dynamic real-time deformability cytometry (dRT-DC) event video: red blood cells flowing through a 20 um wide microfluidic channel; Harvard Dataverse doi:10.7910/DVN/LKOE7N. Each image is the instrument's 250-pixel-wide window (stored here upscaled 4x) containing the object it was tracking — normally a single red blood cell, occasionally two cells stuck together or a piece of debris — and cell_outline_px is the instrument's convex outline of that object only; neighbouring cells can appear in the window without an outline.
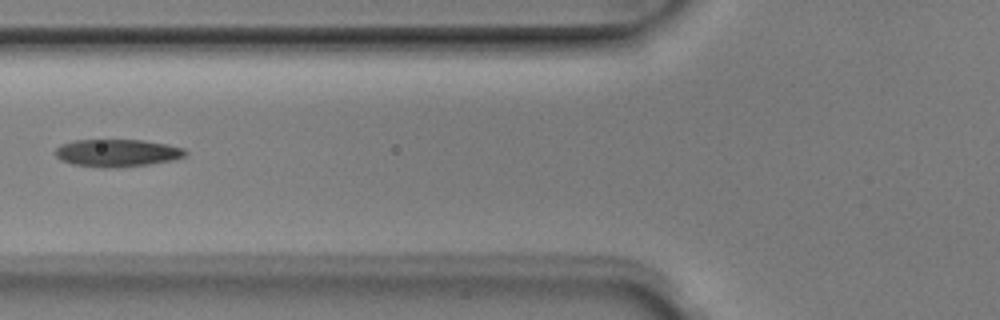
{"species": "Egyptian fruit bat (a non-hibernating species)", "species_latin": "Rousettus aegyptiacus", "temperature_condition": "room temperature", "stored_images_in_passage": 7, "camera_frame_rate_fps": 3000, "um_per_image_px": 0.085, "animal": {"sex": "male"}, "frame": {"image": 1, "passage_image": 6, "time_ms": 1.667, "image_size_px": [1000, 320], "cell_outline_px": [[188, 152], [184, 156], [176, 160], [148, 164], [116, 168], [104, 168], [72, 164], [60, 160], [56, 156], [56, 148], [60, 144], [76, 140], [144, 140], [168, 144], [184, 148]], "centroid_in_image_um": [9.98, 13.0], "position_along_channel_um": 115.8, "area_um2": 21.04}}
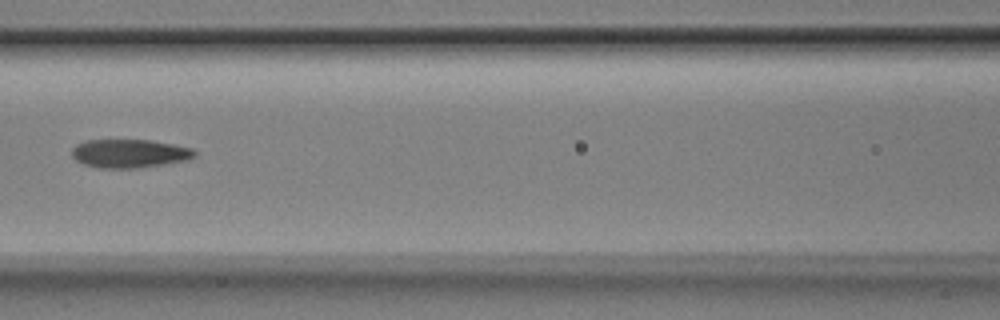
{"frame": {"image": 2, "passage_image": 7, "time_ms": 2.0, "image_size_px": [1000, 320], "cell_outline_px": [[196, 156], [192, 160], [136, 168], [100, 168], [84, 164], [76, 160], [72, 156], [72, 148], [76, 144], [84, 140], [152, 140], [192, 148], [196, 152]], "centroid_in_image_um": [11.03, 13.04], "position_along_channel_um": 155.6, "area_um2": 20.58}}